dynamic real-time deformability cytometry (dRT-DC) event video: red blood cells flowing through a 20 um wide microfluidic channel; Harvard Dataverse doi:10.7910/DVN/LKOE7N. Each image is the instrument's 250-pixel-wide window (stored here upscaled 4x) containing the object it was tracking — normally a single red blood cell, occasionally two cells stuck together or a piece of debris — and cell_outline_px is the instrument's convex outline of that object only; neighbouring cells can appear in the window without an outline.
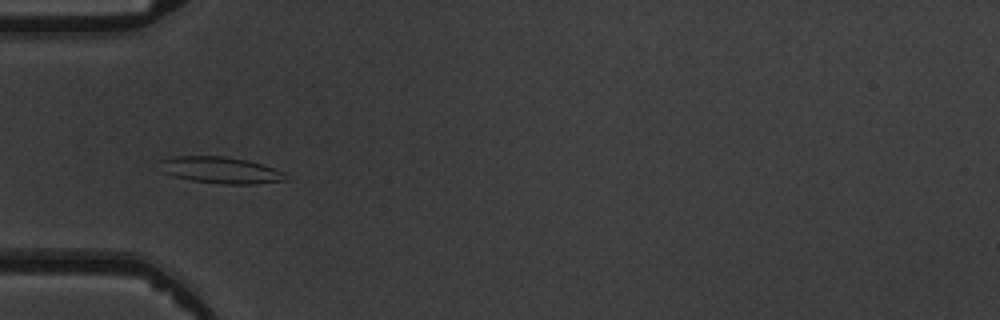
{"species": "common noctule bat (a hibernating species)", "species_latin": "Nyctalus noctula", "temperature_condition": "warm", "stored_images_in_passage": 7, "camera_frame_rate_fps": 3000, "um_per_image_px": 0.085, "animal": {"sex": "male", "body_mass_g": 19.5, "forearm_length_mm": 54.6}, "frame": {"image": 1, "passage_image": 5, "time_ms": 4.667, "image_size_px": [1000, 320], "cell_outline_px": [[288, 180], [256, 184], [220, 184], [192, 180], [172, 176], [160, 172], [156, 160], [176, 156], [224, 156], [248, 160], [284, 172]], "centroid_in_image_um": [18.66, 14.46], "position_along_channel_um": 66.3, "area_um2": 19.77}}
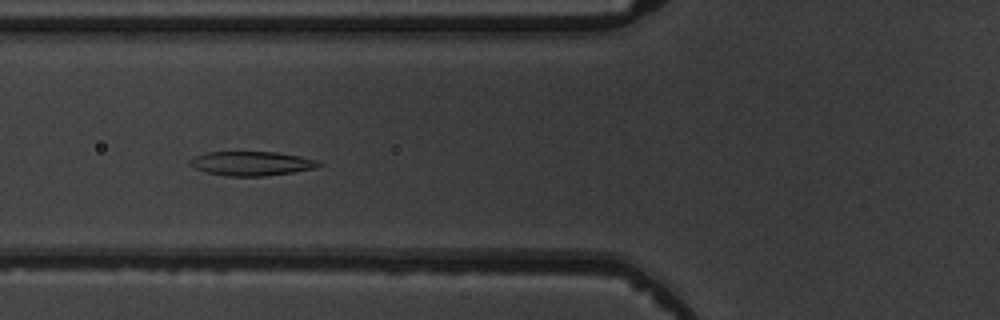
{"frame": {"image": 2, "passage_image": 6, "time_ms": 5.667, "image_size_px": [1000, 320], "cell_outline_px": [[324, 164], [316, 168], [292, 172], [264, 176], [224, 176], [208, 172], [196, 168], [188, 164], [188, 160], [196, 156], [208, 152], [276, 152], [300, 156], [316, 160]], "centroid_in_image_um": [21.39, 13.89], "position_along_channel_um": 104.4, "area_um2": 18.09}}
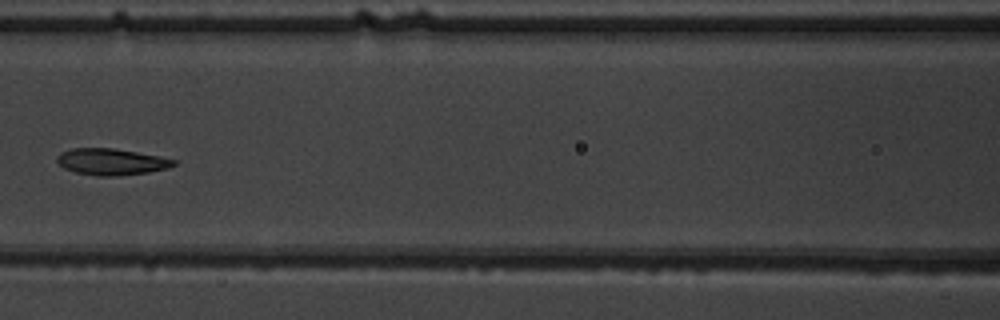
{"frame": {"image": 3, "passage_image": 7, "time_ms": 7.0, "image_size_px": [1000, 320], "cell_outline_px": [[176, 164], [168, 168], [148, 172], [116, 176], [96, 176], [76, 172], [64, 168], [56, 160], [56, 156], [60, 152], [72, 148], [116, 148], [160, 156], [176, 160]], "centroid_in_image_um": [9.46, 13.74], "position_along_channel_um": 157.1, "area_um2": 18.09}}